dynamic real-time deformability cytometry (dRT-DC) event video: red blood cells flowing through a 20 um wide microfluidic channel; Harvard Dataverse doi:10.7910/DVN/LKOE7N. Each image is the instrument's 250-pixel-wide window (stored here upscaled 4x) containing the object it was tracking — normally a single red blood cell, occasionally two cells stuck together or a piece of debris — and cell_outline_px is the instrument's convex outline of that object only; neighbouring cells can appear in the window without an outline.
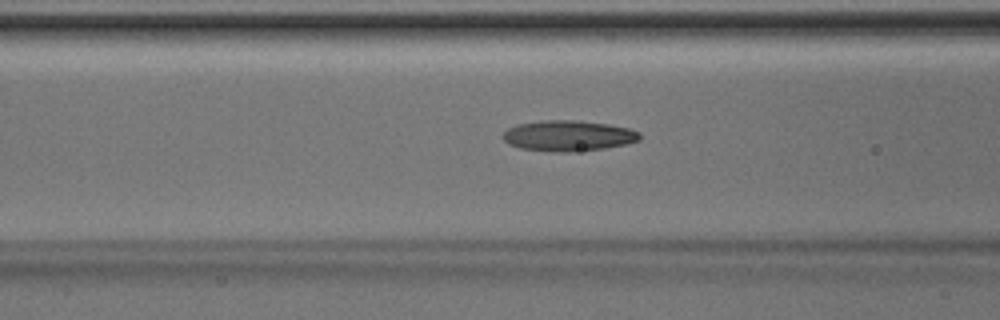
{"species": "Egyptian fruit bat (a non-hibernating species)", "species_latin": "Rousettus aegyptiacus", "temperature_condition": "room temperature", "stored_images_in_passage": 37, "camera_frame_rate_fps": 3000, "um_per_image_px": 0.085, "animal": {"sex": "male"}, "frame": {"image": 1, "passage_image": 14, "time_ms": 4.333, "image_size_px": [1000, 320], "cell_outline_px": [[640, 140], [624, 144], [604, 148], [572, 152], [552, 152], [520, 148], [508, 144], [504, 140], [504, 132], [508, 128], [516, 124], [544, 120], [576, 120], [608, 124], [628, 128], [640, 132]], "centroid_in_image_um": [48.29, 11.54], "position_along_channel_um": 118.3, "area_um2": 24.45}}
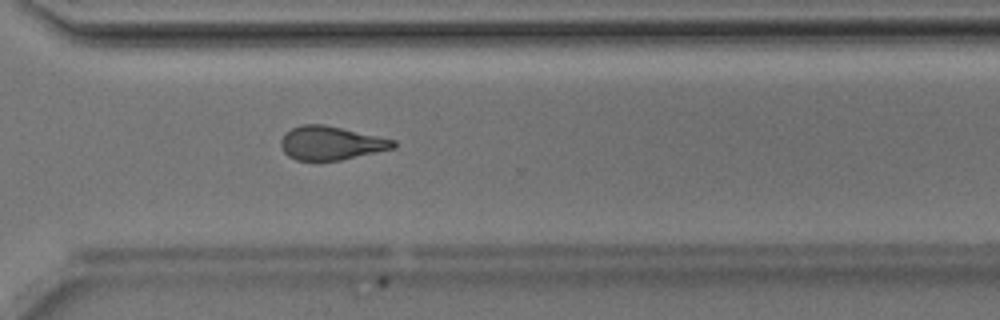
{"frame": {"image": 2, "passage_image": 30, "time_ms": 9.667, "image_size_px": [1000, 320], "cell_outline_px": [[396, 148], [340, 160], [296, 160], [288, 156], [280, 148], [280, 140], [284, 132], [300, 124], [324, 124], [396, 140]], "centroid_in_image_um": [28.1, 12.15], "position_along_channel_um": 342.5, "area_um2": 22.2}}
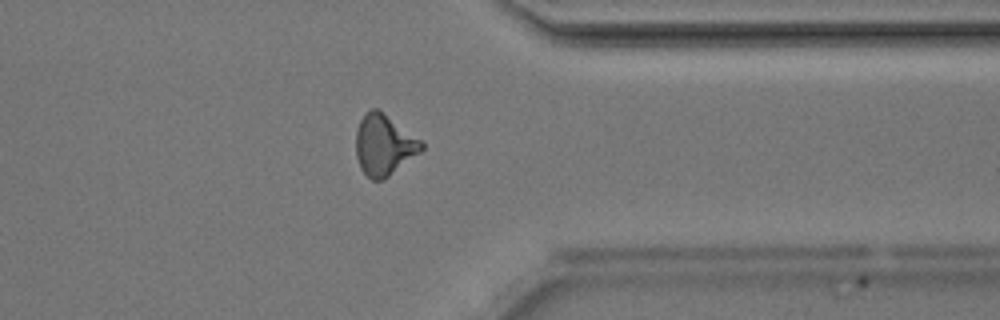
{"frame": {"image": 3, "passage_image": 33, "time_ms": 10.667, "image_size_px": [1000, 320], "cell_outline_px": [[424, 148], [420, 152], [384, 180], [372, 180], [360, 168], [356, 156], [356, 128], [364, 112], [372, 108], [376, 108], [420, 140], [424, 144]], "centroid_in_image_um": [32.6, 12.34], "position_along_channel_um": 378.8, "area_um2": 22.95}, "authors_computed_cell_mechanics": {"area_um2": 22.8888, "velocity_mm_per_s": 4.2049, "shape_relaxation_time_tau1_ms": 3.9589, "shape_relaxation_time_tau2_ms": 3.2506, "deformation_change_tau1": 0.1496, "deformation_change_tau2": 0.1239}}